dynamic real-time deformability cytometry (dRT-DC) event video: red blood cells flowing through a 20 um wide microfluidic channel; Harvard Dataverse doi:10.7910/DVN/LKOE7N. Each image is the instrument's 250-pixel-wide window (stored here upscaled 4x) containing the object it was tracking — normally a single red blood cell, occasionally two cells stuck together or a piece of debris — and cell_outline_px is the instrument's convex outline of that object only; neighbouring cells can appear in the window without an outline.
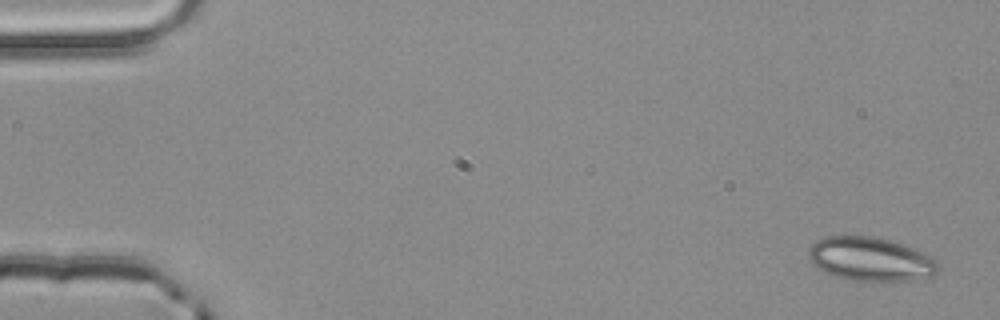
{"species": "common noctule bat (a hibernating species)", "species_latin": "Nyctalus noctula", "temperature_condition": "room temperature", "stored_images_in_passage": 4, "camera_frame_rate_fps": 3000, "um_per_image_px": 0.085, "animal": {"sex": "male", "body_mass_g": 20.4}, "frame": {"image": 1, "passage_image": 1, "time_ms": 0.0, "image_size_px": [1000, 320], "cell_outline_px": [[940, 268], [936, 276], [924, 284], [872, 284], [852, 280], [836, 276], [820, 268], [808, 260], [808, 248], [816, 240], [824, 236], [872, 236], [904, 244], [916, 248], [932, 256], [940, 264]], "centroid_in_image_um": [74.19, 22.12], "position_along_channel_um": 10.8, "area_um2": 35.37}}